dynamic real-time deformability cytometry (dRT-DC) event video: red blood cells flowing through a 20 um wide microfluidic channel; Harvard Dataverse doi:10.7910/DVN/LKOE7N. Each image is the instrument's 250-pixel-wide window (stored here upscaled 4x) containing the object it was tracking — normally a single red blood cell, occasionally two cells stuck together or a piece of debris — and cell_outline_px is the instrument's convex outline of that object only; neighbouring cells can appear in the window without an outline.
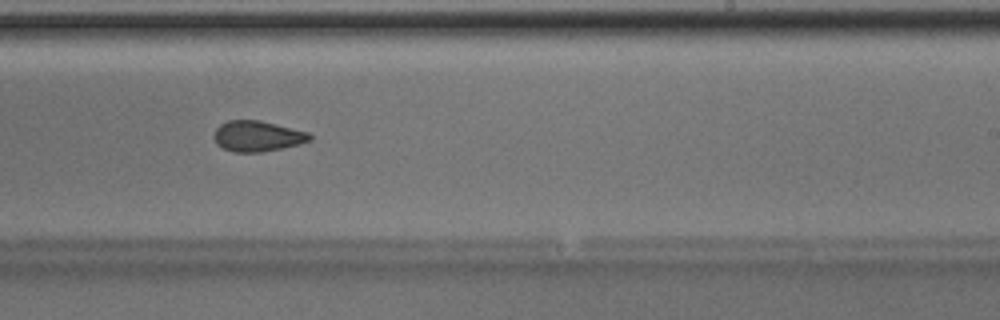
{"species": "Egyptian fruit bat (a non-hibernating species)", "species_latin": "Rousettus aegyptiacus", "temperature_condition": "room temperature", "stored_images_in_passage": 45, "camera_frame_rate_fps": 3000, "um_per_image_px": 0.085, "animal": {"sex": "male"}, "frame": {"image": 1, "passage_image": 26, "time_ms": 8.333, "image_size_px": [1000, 320], "cell_outline_px": [[312, 140], [284, 148], [260, 152], [232, 152], [216, 144], [212, 136], [216, 128], [220, 124], [228, 120], [260, 120], [308, 132], [312, 136]], "centroid_in_image_um": [21.85, 11.57], "position_along_channel_um": 267.1, "area_um2": 17.22}, "authors_computed_cell_mechanics": {"area_um2": 17.5134, "velocity_mm_per_s": 4.034, "shape_relaxation_time_tau1_ms": null, "shape_relaxation_time_tau2_ms": 2.4531, "deformation_change_tau1": null, "deformation_change_tau2": 0.0814}}